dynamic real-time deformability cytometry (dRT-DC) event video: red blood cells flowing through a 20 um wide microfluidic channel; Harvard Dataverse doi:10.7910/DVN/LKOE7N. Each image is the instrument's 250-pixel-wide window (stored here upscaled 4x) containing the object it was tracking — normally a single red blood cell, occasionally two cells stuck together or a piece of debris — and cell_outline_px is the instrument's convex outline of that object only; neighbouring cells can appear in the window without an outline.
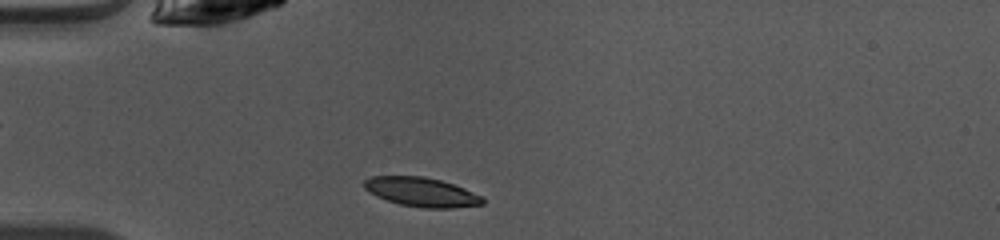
{"species": "common noctule bat (a hibernating species)", "species_latin": "Nyctalus noctula", "temperature_condition": "warm", "stored_images_in_passage": 39, "camera_frame_rate_fps": 3000, "um_per_image_px": 0.085, "animal": {"sex": "female", "body_mass_g": 10.0, "forearm_length_mm": 53.1}, "frame": {"image": 1, "passage_image": 4, "time_ms": 1.0, "image_size_px": [1000, 240], "cell_outline_px": [[484, 204], [452, 208], [424, 208], [400, 204], [376, 196], [364, 188], [364, 180], [372, 176], [424, 176], [440, 180], [464, 188], [480, 196], [484, 200]], "centroid_in_image_um": [35.81, 16.32], "position_along_channel_um": 49.2, "area_um2": 19.94}}
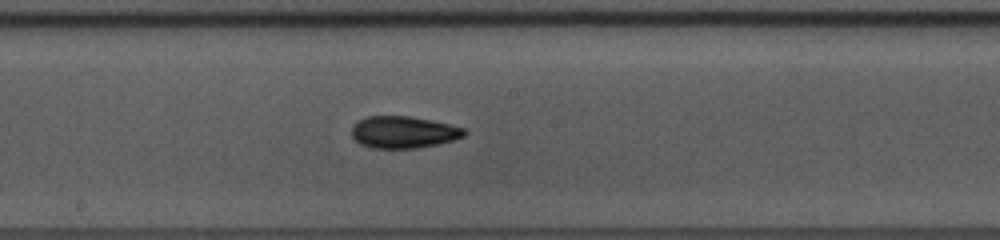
{"frame": {"image": 2, "passage_image": 17, "time_ms": 5.333, "image_size_px": [1000, 240], "cell_outline_px": [[468, 132], [464, 136], [452, 140], [436, 144], [416, 148], [372, 148], [360, 144], [352, 136], [352, 124], [356, 120], [364, 116], [412, 116], [432, 120], [464, 128]], "centroid_in_image_um": [34.25, 11.22], "position_along_channel_um": 213.9, "area_um2": 21.1}}
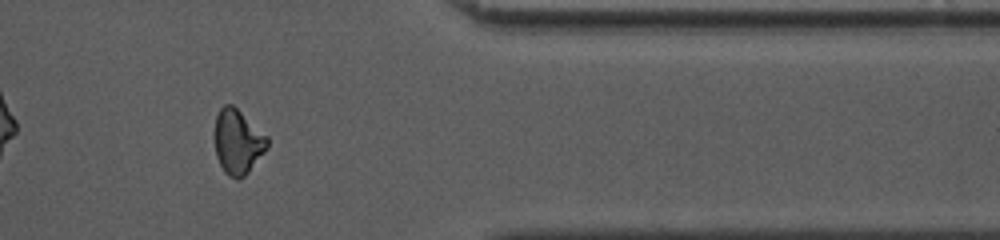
{"frame": {"image": 3, "passage_image": 31, "time_ms": 10.0, "image_size_px": [1000, 240], "cell_outline_px": [[268, 148], [248, 172], [240, 180], [236, 180], [228, 176], [224, 172], [216, 156], [212, 136], [216, 116], [220, 108], [224, 104], [232, 104], [268, 136]], "centroid_in_image_um": [20.17, 12.06], "position_along_channel_um": 391.2, "area_um2": 20.35}, "authors_computed_cell_mechanics": {"area_um2": 20.0566, "velocity_mm_per_s": 4.1146, "shape_relaxation_time_tau1_ms": 5.138, "shape_relaxation_time_tau2_ms": 4.1188, "deformation_change_tau1": 0.1326, "deformation_change_tau2": 0.102}}